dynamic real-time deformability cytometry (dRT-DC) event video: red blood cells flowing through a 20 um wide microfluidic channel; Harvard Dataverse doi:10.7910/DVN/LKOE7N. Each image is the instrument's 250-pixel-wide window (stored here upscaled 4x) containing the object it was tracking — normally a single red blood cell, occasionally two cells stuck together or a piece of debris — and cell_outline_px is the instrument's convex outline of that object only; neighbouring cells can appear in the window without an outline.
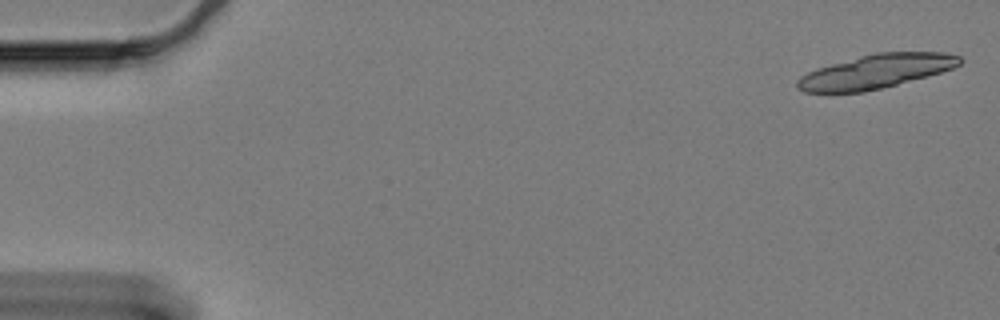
{"species": "Egyptian fruit bat (a non-hibernating species)", "species_latin": "Rousettus aegyptiacus", "temperature_condition": "cold", "stored_images_in_passage": 22, "camera_frame_rate_fps": 3000, "um_per_image_px": 0.085, "animal": {"sex": "female"}, "frame": {"image": 1, "passage_image": 2, "time_ms": 0.333, "image_size_px": [1000, 320], "cell_outline_px": [[964, 60], [960, 64], [952, 68], [928, 76], [864, 92], [804, 92], [796, 88], [796, 80], [800, 76], [816, 68], [860, 56], [876, 52], [944, 52], [960, 56]], "centroid_in_image_um": [74.44, 6.07], "position_along_channel_um": 10.6, "area_um2": 32.02}}